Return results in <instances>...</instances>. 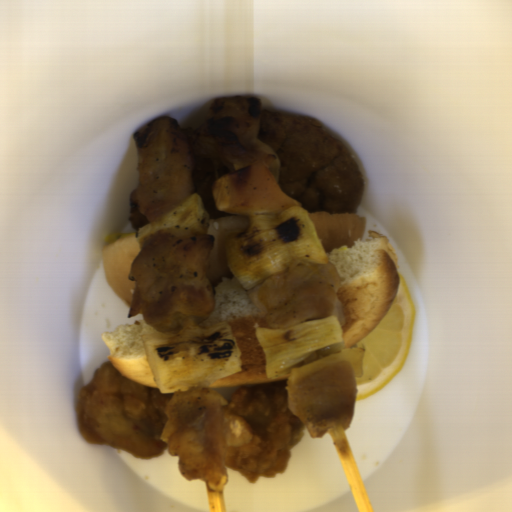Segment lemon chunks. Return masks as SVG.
I'll return each mask as SVG.
<instances>
[{
  "label": "lemon chunks",
  "mask_w": 512,
  "mask_h": 512,
  "mask_svg": "<svg viewBox=\"0 0 512 512\" xmlns=\"http://www.w3.org/2000/svg\"><path fill=\"white\" fill-rule=\"evenodd\" d=\"M416 306L399 274L393 302L376 327L350 349H364L363 373L355 380L356 401L381 392L402 370L411 350ZM349 349V350H350Z\"/></svg>",
  "instance_id": "1"
}]
</instances>
